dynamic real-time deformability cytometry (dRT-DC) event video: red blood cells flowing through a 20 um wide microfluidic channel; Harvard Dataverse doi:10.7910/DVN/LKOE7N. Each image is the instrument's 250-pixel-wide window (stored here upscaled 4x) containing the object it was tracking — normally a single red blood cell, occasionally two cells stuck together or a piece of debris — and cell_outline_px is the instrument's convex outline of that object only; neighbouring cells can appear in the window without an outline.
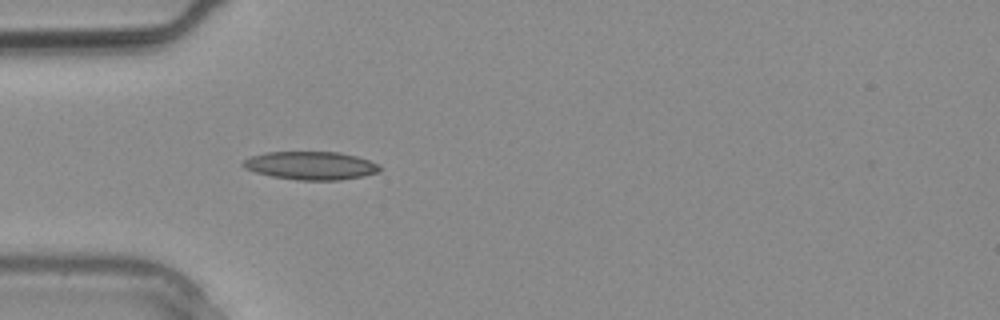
{"species": "common noctule bat (a hibernating species)", "species_latin": "Nyctalus noctula", "temperature_condition": "warm", "stored_images_in_passage": 2, "camera_frame_rate_fps": 3000, "um_per_image_px": 0.085, "animal": {"sex": "male", "body_mass_g": 20.4}, "frame": {"image": 1, "passage_image": 2, "time_ms": 0.333, "image_size_px": [1000, 320], "cell_outline_px": [[380, 172], [364, 176], [340, 180], [296, 180], [272, 176], [256, 172], [244, 168], [240, 164], [244, 160], [252, 156], [268, 152], [340, 152], [356, 156], [368, 160], [376, 164], [380, 168]], "centroid_in_image_um": [26.41, 14.08], "position_along_channel_um": 58.6, "area_um2": 22.37}}